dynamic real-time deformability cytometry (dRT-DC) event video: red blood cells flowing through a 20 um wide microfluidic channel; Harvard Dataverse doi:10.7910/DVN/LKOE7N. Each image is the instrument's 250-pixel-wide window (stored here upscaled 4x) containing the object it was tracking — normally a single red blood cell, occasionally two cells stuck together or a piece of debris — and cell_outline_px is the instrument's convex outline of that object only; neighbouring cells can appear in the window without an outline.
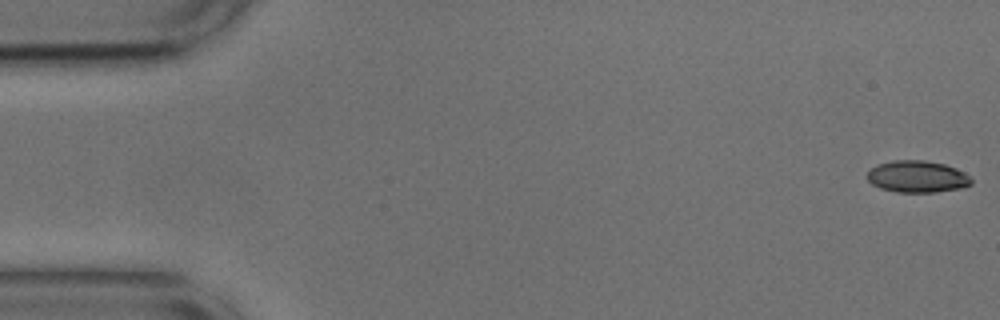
{"species": "common noctule bat (a hibernating species)", "species_latin": "Nyctalus noctula", "temperature_condition": "cold", "stored_images_in_passage": 10, "camera_frame_rate_fps": 3000, "um_per_image_px": 0.085, "animal": {"sex": "male", "body_mass_g": 17.9, "forearm_length_mm": 54.2}, "frame": {"image": 1, "passage_image": 1, "time_ms": 0.0, "image_size_px": [1000, 320], "cell_outline_px": [[972, 184], [960, 188], [936, 192], [896, 192], [880, 188], [872, 184], [868, 180], [868, 172], [876, 164], [892, 160], [924, 160], [944, 164], [956, 168], [964, 172], [972, 180]], "centroid_in_image_um": [77.96, 15.01], "position_along_channel_um": 7.0, "area_um2": 19.31}}